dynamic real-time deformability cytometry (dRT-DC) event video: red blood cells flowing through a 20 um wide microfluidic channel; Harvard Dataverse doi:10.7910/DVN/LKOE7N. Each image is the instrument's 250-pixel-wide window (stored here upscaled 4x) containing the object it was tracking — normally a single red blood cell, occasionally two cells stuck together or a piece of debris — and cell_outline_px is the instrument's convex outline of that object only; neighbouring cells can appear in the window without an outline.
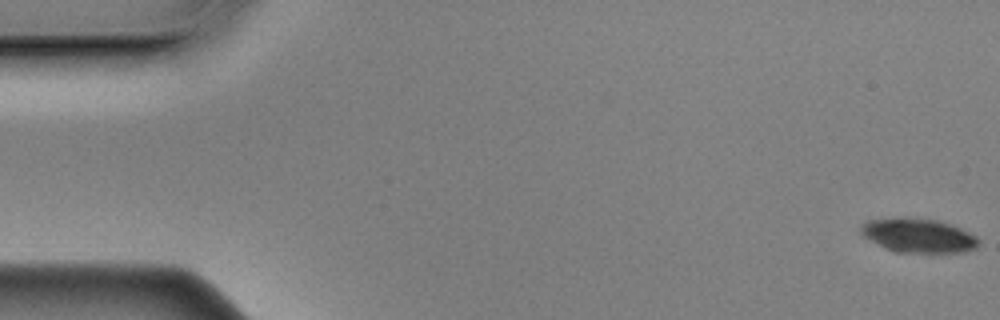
{"species": "Egyptian fruit bat (a non-hibernating species)", "species_latin": "Rousettus aegyptiacus", "temperature_condition": "cold", "stored_images_in_passage": 59, "camera_frame_rate_fps": 3000, "um_per_image_px": 0.085, "animal": {"sex": "male"}, "frame": {"image": 1, "passage_image": 1, "time_ms": 0.0, "image_size_px": [1000, 320], "cell_outline_px": [[980, 240], [976, 248], [964, 252], [896, 252], [884, 248], [876, 244], [864, 236], [860, 232], [860, 224], [868, 220], [896, 216], [908, 216], [936, 220], [960, 228], [976, 236]], "centroid_in_image_um": [78.0, 19.99], "position_along_channel_um": 7.0, "area_um2": 23.7}}
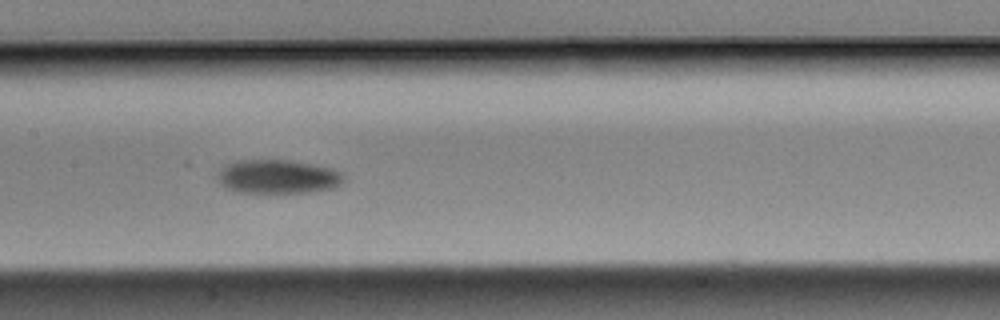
{"frame": {"image": 2, "passage_image": 28, "time_ms": 9.0, "image_size_px": [1000, 320], "cell_outline_px": [[348, 180], [344, 184], [336, 188], [316, 192], [236, 192], [224, 188], [216, 180], [216, 176], [220, 168], [224, 164], [236, 160], [292, 160], [332, 168], [344, 172]], "centroid_in_image_um": [23.66, 15.02], "position_along_channel_um": 183.7, "area_um2": 25.78}}
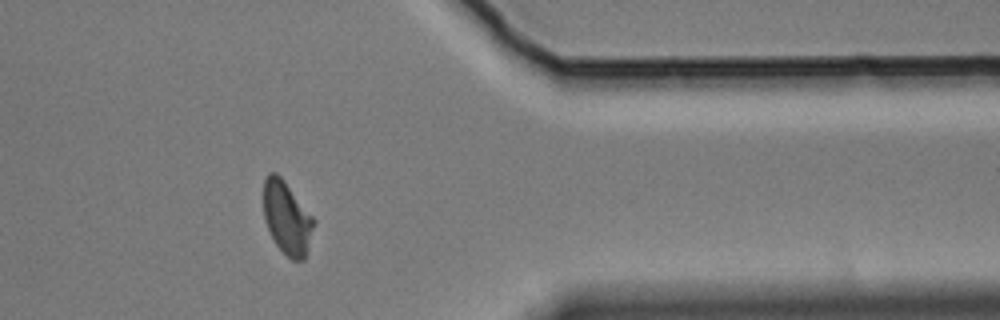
{"frame": {"image": 3, "passage_image": 47, "time_ms": 15.333, "image_size_px": [1000, 320], "cell_outline_px": [[316, 224], [304, 260], [292, 260], [276, 244], [264, 220], [264, 180], [268, 172], [276, 172], [284, 180], [316, 220]], "centroid_in_image_um": [24.41, 18.51], "position_along_channel_um": 387.0, "area_um2": 21.33}, "authors_computed_cell_mechanics": {"area_um2": 23.9292, "velocity_mm_per_s": 3.4845, "shape_relaxation_time_tau1_ms": 2.7778, "shape_relaxation_time_tau2_ms": 7.4527, "deformation_change_tau1": 0.0899, "deformation_change_tau2": 0.1293}}